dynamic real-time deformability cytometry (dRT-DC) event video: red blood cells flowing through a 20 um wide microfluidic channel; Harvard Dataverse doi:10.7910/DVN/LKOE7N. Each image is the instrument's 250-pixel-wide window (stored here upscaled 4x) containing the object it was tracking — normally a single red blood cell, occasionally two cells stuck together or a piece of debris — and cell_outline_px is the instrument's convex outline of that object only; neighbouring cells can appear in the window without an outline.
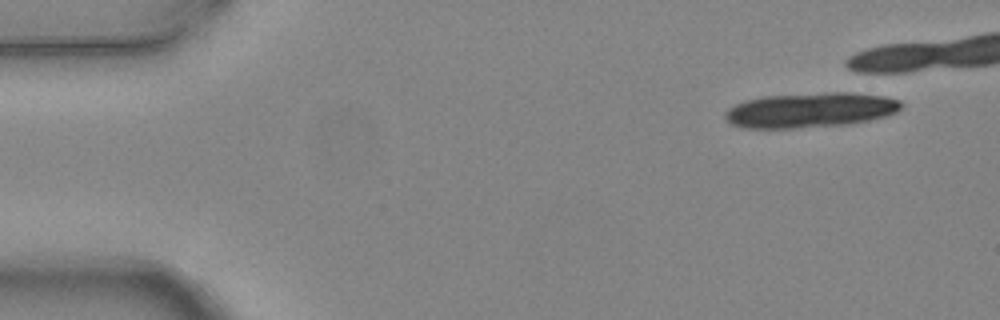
{"species": "common noctule bat (a hibernating species)", "species_latin": "Nyctalus noctula", "temperature_condition": "warm", "stored_images_in_passage": 2, "camera_frame_rate_fps": 3000, "um_per_image_px": 0.085, "animal": {"sex": "female", "body_mass_g": 24.6, "forearm_length_mm": 56.2}, "frame": {"image": 1, "passage_image": 1, "time_ms": 0.0, "image_size_px": [1000, 320], "cell_outline_px": [[900, 108], [896, 112], [884, 116], [868, 120], [844, 124], [796, 128], [744, 128], [732, 124], [724, 120], [724, 112], [728, 108], [744, 100], [764, 96], [824, 92], [852, 92], [884, 96], [900, 100]], "centroid_in_image_um": [68.81, 9.35], "position_along_channel_um": 16.2, "area_um2": 35.84}}